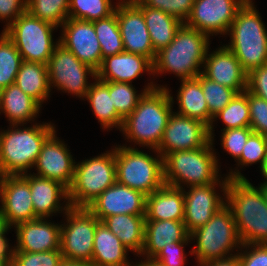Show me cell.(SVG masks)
Returning <instances> with one entry per match:
<instances>
[{
    "instance_id": "14",
    "label": "cell",
    "mask_w": 267,
    "mask_h": 266,
    "mask_svg": "<svg viewBox=\"0 0 267 266\" xmlns=\"http://www.w3.org/2000/svg\"><path fill=\"white\" fill-rule=\"evenodd\" d=\"M228 177L224 180L218 179L215 183L207 185L190 186L188 192L183 188L184 193V224L189 233L198 227L205 225L212 216L226 205V198L223 199L216 193L219 184L223 196L226 197ZM216 185V186H215ZM225 201V202H224Z\"/></svg>"
},
{
    "instance_id": "30",
    "label": "cell",
    "mask_w": 267,
    "mask_h": 266,
    "mask_svg": "<svg viewBox=\"0 0 267 266\" xmlns=\"http://www.w3.org/2000/svg\"><path fill=\"white\" fill-rule=\"evenodd\" d=\"M145 215L118 214L101 222L133 253L140 255L144 247Z\"/></svg>"
},
{
    "instance_id": "31",
    "label": "cell",
    "mask_w": 267,
    "mask_h": 266,
    "mask_svg": "<svg viewBox=\"0 0 267 266\" xmlns=\"http://www.w3.org/2000/svg\"><path fill=\"white\" fill-rule=\"evenodd\" d=\"M176 100L179 105L176 113L201 121L209 127V109L201 88V73L195 78L181 80Z\"/></svg>"
},
{
    "instance_id": "20",
    "label": "cell",
    "mask_w": 267,
    "mask_h": 266,
    "mask_svg": "<svg viewBox=\"0 0 267 266\" xmlns=\"http://www.w3.org/2000/svg\"><path fill=\"white\" fill-rule=\"evenodd\" d=\"M75 164L70 150L56 136L55 130L42 145L34 164L38 173L34 175L60 182L68 189L73 181Z\"/></svg>"
},
{
    "instance_id": "44",
    "label": "cell",
    "mask_w": 267,
    "mask_h": 266,
    "mask_svg": "<svg viewBox=\"0 0 267 266\" xmlns=\"http://www.w3.org/2000/svg\"><path fill=\"white\" fill-rule=\"evenodd\" d=\"M222 148L230 154L235 160H238L242 154L244 145L248 137L253 133L250 127L234 128L221 130Z\"/></svg>"
},
{
    "instance_id": "38",
    "label": "cell",
    "mask_w": 267,
    "mask_h": 266,
    "mask_svg": "<svg viewBox=\"0 0 267 266\" xmlns=\"http://www.w3.org/2000/svg\"><path fill=\"white\" fill-rule=\"evenodd\" d=\"M221 119L225 128L229 130L241 127H250V111L248 105V90L237 93L231 102L213 117Z\"/></svg>"
},
{
    "instance_id": "33",
    "label": "cell",
    "mask_w": 267,
    "mask_h": 266,
    "mask_svg": "<svg viewBox=\"0 0 267 266\" xmlns=\"http://www.w3.org/2000/svg\"><path fill=\"white\" fill-rule=\"evenodd\" d=\"M15 84L40 105L49 98L47 65L39 62L22 61L15 78Z\"/></svg>"
},
{
    "instance_id": "18",
    "label": "cell",
    "mask_w": 267,
    "mask_h": 266,
    "mask_svg": "<svg viewBox=\"0 0 267 266\" xmlns=\"http://www.w3.org/2000/svg\"><path fill=\"white\" fill-rule=\"evenodd\" d=\"M60 27L59 43L96 71L103 58L93 22L68 18Z\"/></svg>"
},
{
    "instance_id": "50",
    "label": "cell",
    "mask_w": 267,
    "mask_h": 266,
    "mask_svg": "<svg viewBox=\"0 0 267 266\" xmlns=\"http://www.w3.org/2000/svg\"><path fill=\"white\" fill-rule=\"evenodd\" d=\"M11 227L8 225L7 221L3 217L0 212V248L6 253L10 255L11 249L9 247V241L5 237L7 231H9Z\"/></svg>"
},
{
    "instance_id": "21",
    "label": "cell",
    "mask_w": 267,
    "mask_h": 266,
    "mask_svg": "<svg viewBox=\"0 0 267 266\" xmlns=\"http://www.w3.org/2000/svg\"><path fill=\"white\" fill-rule=\"evenodd\" d=\"M207 51L202 74L210 80L235 90L237 93L247 89L248 73L239 60L226 46L208 54Z\"/></svg>"
},
{
    "instance_id": "52",
    "label": "cell",
    "mask_w": 267,
    "mask_h": 266,
    "mask_svg": "<svg viewBox=\"0 0 267 266\" xmlns=\"http://www.w3.org/2000/svg\"><path fill=\"white\" fill-rule=\"evenodd\" d=\"M59 266H92L90 262L64 259Z\"/></svg>"
},
{
    "instance_id": "15",
    "label": "cell",
    "mask_w": 267,
    "mask_h": 266,
    "mask_svg": "<svg viewBox=\"0 0 267 266\" xmlns=\"http://www.w3.org/2000/svg\"><path fill=\"white\" fill-rule=\"evenodd\" d=\"M210 141L209 127L206 124L172 112L156 151L164 158L174 151L205 147Z\"/></svg>"
},
{
    "instance_id": "32",
    "label": "cell",
    "mask_w": 267,
    "mask_h": 266,
    "mask_svg": "<svg viewBox=\"0 0 267 266\" xmlns=\"http://www.w3.org/2000/svg\"><path fill=\"white\" fill-rule=\"evenodd\" d=\"M85 99L90 103L94 115L103 127L102 129H111L115 126L121 130L124 119L114 107L112 95L109 93V82L95 78V82L91 83Z\"/></svg>"
},
{
    "instance_id": "51",
    "label": "cell",
    "mask_w": 267,
    "mask_h": 266,
    "mask_svg": "<svg viewBox=\"0 0 267 266\" xmlns=\"http://www.w3.org/2000/svg\"><path fill=\"white\" fill-rule=\"evenodd\" d=\"M200 266H241L238 254H233L224 259L214 260L207 263L200 264Z\"/></svg>"
},
{
    "instance_id": "26",
    "label": "cell",
    "mask_w": 267,
    "mask_h": 266,
    "mask_svg": "<svg viewBox=\"0 0 267 266\" xmlns=\"http://www.w3.org/2000/svg\"><path fill=\"white\" fill-rule=\"evenodd\" d=\"M146 220H184L183 188L164 184L146 196Z\"/></svg>"
},
{
    "instance_id": "6",
    "label": "cell",
    "mask_w": 267,
    "mask_h": 266,
    "mask_svg": "<svg viewBox=\"0 0 267 266\" xmlns=\"http://www.w3.org/2000/svg\"><path fill=\"white\" fill-rule=\"evenodd\" d=\"M213 142L205 147L174 151L163 158L164 182L176 188L215 183L219 178V166L213 150ZM184 183V185H182ZM189 185V186H188Z\"/></svg>"
},
{
    "instance_id": "37",
    "label": "cell",
    "mask_w": 267,
    "mask_h": 266,
    "mask_svg": "<svg viewBox=\"0 0 267 266\" xmlns=\"http://www.w3.org/2000/svg\"><path fill=\"white\" fill-rule=\"evenodd\" d=\"M22 61L15 44L2 31L0 36V91L15 83Z\"/></svg>"
},
{
    "instance_id": "10",
    "label": "cell",
    "mask_w": 267,
    "mask_h": 266,
    "mask_svg": "<svg viewBox=\"0 0 267 266\" xmlns=\"http://www.w3.org/2000/svg\"><path fill=\"white\" fill-rule=\"evenodd\" d=\"M57 28L25 11L4 33L13 41L23 61L47 65L59 43V39L55 44L52 38V33Z\"/></svg>"
},
{
    "instance_id": "47",
    "label": "cell",
    "mask_w": 267,
    "mask_h": 266,
    "mask_svg": "<svg viewBox=\"0 0 267 266\" xmlns=\"http://www.w3.org/2000/svg\"><path fill=\"white\" fill-rule=\"evenodd\" d=\"M244 252H237L241 266H267V244H242ZM250 251L248 252V250Z\"/></svg>"
},
{
    "instance_id": "17",
    "label": "cell",
    "mask_w": 267,
    "mask_h": 266,
    "mask_svg": "<svg viewBox=\"0 0 267 266\" xmlns=\"http://www.w3.org/2000/svg\"><path fill=\"white\" fill-rule=\"evenodd\" d=\"M0 212L10 227L37 219L29 183L21 175L0 176Z\"/></svg>"
},
{
    "instance_id": "3",
    "label": "cell",
    "mask_w": 267,
    "mask_h": 266,
    "mask_svg": "<svg viewBox=\"0 0 267 266\" xmlns=\"http://www.w3.org/2000/svg\"><path fill=\"white\" fill-rule=\"evenodd\" d=\"M209 38L207 34L183 24L173 41L156 52L153 75L170 72L181 80L197 77L202 73L199 70L209 50Z\"/></svg>"
},
{
    "instance_id": "12",
    "label": "cell",
    "mask_w": 267,
    "mask_h": 266,
    "mask_svg": "<svg viewBox=\"0 0 267 266\" xmlns=\"http://www.w3.org/2000/svg\"><path fill=\"white\" fill-rule=\"evenodd\" d=\"M48 78L50 89L57 87L62 92H68L83 99L90 88L88 75L96 78V71L81 62L71 51L58 43L48 63ZM52 86V87H51Z\"/></svg>"
},
{
    "instance_id": "43",
    "label": "cell",
    "mask_w": 267,
    "mask_h": 266,
    "mask_svg": "<svg viewBox=\"0 0 267 266\" xmlns=\"http://www.w3.org/2000/svg\"><path fill=\"white\" fill-rule=\"evenodd\" d=\"M144 6L159 9L185 23L191 14L194 0H139Z\"/></svg>"
},
{
    "instance_id": "11",
    "label": "cell",
    "mask_w": 267,
    "mask_h": 266,
    "mask_svg": "<svg viewBox=\"0 0 267 266\" xmlns=\"http://www.w3.org/2000/svg\"><path fill=\"white\" fill-rule=\"evenodd\" d=\"M61 224L60 249L64 259L91 262L94 235L100 220L87 207H70Z\"/></svg>"
},
{
    "instance_id": "42",
    "label": "cell",
    "mask_w": 267,
    "mask_h": 266,
    "mask_svg": "<svg viewBox=\"0 0 267 266\" xmlns=\"http://www.w3.org/2000/svg\"><path fill=\"white\" fill-rule=\"evenodd\" d=\"M267 155L266 135L252 133L243 147L240 158L236 161L237 165L248 166L260 162V171L264 166Z\"/></svg>"
},
{
    "instance_id": "22",
    "label": "cell",
    "mask_w": 267,
    "mask_h": 266,
    "mask_svg": "<svg viewBox=\"0 0 267 266\" xmlns=\"http://www.w3.org/2000/svg\"><path fill=\"white\" fill-rule=\"evenodd\" d=\"M14 228L17 246L11 248V251L36 253L60 249V224L48 222L46 218H37L19 223Z\"/></svg>"
},
{
    "instance_id": "8",
    "label": "cell",
    "mask_w": 267,
    "mask_h": 266,
    "mask_svg": "<svg viewBox=\"0 0 267 266\" xmlns=\"http://www.w3.org/2000/svg\"><path fill=\"white\" fill-rule=\"evenodd\" d=\"M153 157L126 145L115 147L116 181L146 196L162 187L164 182L163 157Z\"/></svg>"
},
{
    "instance_id": "41",
    "label": "cell",
    "mask_w": 267,
    "mask_h": 266,
    "mask_svg": "<svg viewBox=\"0 0 267 266\" xmlns=\"http://www.w3.org/2000/svg\"><path fill=\"white\" fill-rule=\"evenodd\" d=\"M63 260L61 249L36 253L11 251L9 266H59Z\"/></svg>"
},
{
    "instance_id": "9",
    "label": "cell",
    "mask_w": 267,
    "mask_h": 266,
    "mask_svg": "<svg viewBox=\"0 0 267 266\" xmlns=\"http://www.w3.org/2000/svg\"><path fill=\"white\" fill-rule=\"evenodd\" d=\"M116 182L115 148L75 165L68 188L70 207H87Z\"/></svg>"
},
{
    "instance_id": "23",
    "label": "cell",
    "mask_w": 267,
    "mask_h": 266,
    "mask_svg": "<svg viewBox=\"0 0 267 266\" xmlns=\"http://www.w3.org/2000/svg\"><path fill=\"white\" fill-rule=\"evenodd\" d=\"M21 176L29 183L34 212L38 218H48L59 211L65 213L70 208L68 189L60 182L31 173ZM60 199H64V202L67 200L64 206H61Z\"/></svg>"
},
{
    "instance_id": "54",
    "label": "cell",
    "mask_w": 267,
    "mask_h": 266,
    "mask_svg": "<svg viewBox=\"0 0 267 266\" xmlns=\"http://www.w3.org/2000/svg\"><path fill=\"white\" fill-rule=\"evenodd\" d=\"M261 173H262V176H264V178H266L264 183H267V155H266L264 166L261 169Z\"/></svg>"
},
{
    "instance_id": "13",
    "label": "cell",
    "mask_w": 267,
    "mask_h": 266,
    "mask_svg": "<svg viewBox=\"0 0 267 266\" xmlns=\"http://www.w3.org/2000/svg\"><path fill=\"white\" fill-rule=\"evenodd\" d=\"M247 0H194L185 25L210 35L228 34L237 12Z\"/></svg>"
},
{
    "instance_id": "2",
    "label": "cell",
    "mask_w": 267,
    "mask_h": 266,
    "mask_svg": "<svg viewBox=\"0 0 267 266\" xmlns=\"http://www.w3.org/2000/svg\"><path fill=\"white\" fill-rule=\"evenodd\" d=\"M173 101L169 88L145 92L132 113L124 119L120 131L130 142L156 151L173 112Z\"/></svg>"
},
{
    "instance_id": "1",
    "label": "cell",
    "mask_w": 267,
    "mask_h": 266,
    "mask_svg": "<svg viewBox=\"0 0 267 266\" xmlns=\"http://www.w3.org/2000/svg\"><path fill=\"white\" fill-rule=\"evenodd\" d=\"M226 205L231 209L242 244H267V202L239 169L227 176Z\"/></svg>"
},
{
    "instance_id": "4",
    "label": "cell",
    "mask_w": 267,
    "mask_h": 266,
    "mask_svg": "<svg viewBox=\"0 0 267 266\" xmlns=\"http://www.w3.org/2000/svg\"><path fill=\"white\" fill-rule=\"evenodd\" d=\"M10 128L0 132V176L22 175L32 169L43 143L56 129L51 123L24 129L12 124Z\"/></svg>"
},
{
    "instance_id": "40",
    "label": "cell",
    "mask_w": 267,
    "mask_h": 266,
    "mask_svg": "<svg viewBox=\"0 0 267 266\" xmlns=\"http://www.w3.org/2000/svg\"><path fill=\"white\" fill-rule=\"evenodd\" d=\"M111 0H69L68 18L93 22L114 13Z\"/></svg>"
},
{
    "instance_id": "55",
    "label": "cell",
    "mask_w": 267,
    "mask_h": 266,
    "mask_svg": "<svg viewBox=\"0 0 267 266\" xmlns=\"http://www.w3.org/2000/svg\"><path fill=\"white\" fill-rule=\"evenodd\" d=\"M133 266H156V265L152 264L150 261H142L141 260V262H138V264L136 263L134 265V263H133Z\"/></svg>"
},
{
    "instance_id": "34",
    "label": "cell",
    "mask_w": 267,
    "mask_h": 266,
    "mask_svg": "<svg viewBox=\"0 0 267 266\" xmlns=\"http://www.w3.org/2000/svg\"><path fill=\"white\" fill-rule=\"evenodd\" d=\"M93 25L100 43L102 58L125 51L115 12L107 18L93 21Z\"/></svg>"
},
{
    "instance_id": "7",
    "label": "cell",
    "mask_w": 267,
    "mask_h": 266,
    "mask_svg": "<svg viewBox=\"0 0 267 266\" xmlns=\"http://www.w3.org/2000/svg\"><path fill=\"white\" fill-rule=\"evenodd\" d=\"M190 239H196L197 242L190 253L196 255L198 266L232 256L233 253L229 252L237 247L242 249L233 213L227 205L216 212L205 225L191 232Z\"/></svg>"
},
{
    "instance_id": "53",
    "label": "cell",
    "mask_w": 267,
    "mask_h": 266,
    "mask_svg": "<svg viewBox=\"0 0 267 266\" xmlns=\"http://www.w3.org/2000/svg\"><path fill=\"white\" fill-rule=\"evenodd\" d=\"M0 266H9V254L0 248Z\"/></svg>"
},
{
    "instance_id": "28",
    "label": "cell",
    "mask_w": 267,
    "mask_h": 266,
    "mask_svg": "<svg viewBox=\"0 0 267 266\" xmlns=\"http://www.w3.org/2000/svg\"><path fill=\"white\" fill-rule=\"evenodd\" d=\"M41 107L15 83L0 91V111L5 113L11 125L24 126L23 124L29 123L32 119L35 120Z\"/></svg>"
},
{
    "instance_id": "48",
    "label": "cell",
    "mask_w": 267,
    "mask_h": 266,
    "mask_svg": "<svg viewBox=\"0 0 267 266\" xmlns=\"http://www.w3.org/2000/svg\"><path fill=\"white\" fill-rule=\"evenodd\" d=\"M247 90L267 101V64L261 65L248 73Z\"/></svg>"
},
{
    "instance_id": "46",
    "label": "cell",
    "mask_w": 267,
    "mask_h": 266,
    "mask_svg": "<svg viewBox=\"0 0 267 266\" xmlns=\"http://www.w3.org/2000/svg\"><path fill=\"white\" fill-rule=\"evenodd\" d=\"M250 128L254 133L267 134V101L248 91Z\"/></svg>"
},
{
    "instance_id": "25",
    "label": "cell",
    "mask_w": 267,
    "mask_h": 266,
    "mask_svg": "<svg viewBox=\"0 0 267 266\" xmlns=\"http://www.w3.org/2000/svg\"><path fill=\"white\" fill-rule=\"evenodd\" d=\"M191 241L183 221L145 220L144 247L140 254L151 261L166 244Z\"/></svg>"
},
{
    "instance_id": "27",
    "label": "cell",
    "mask_w": 267,
    "mask_h": 266,
    "mask_svg": "<svg viewBox=\"0 0 267 266\" xmlns=\"http://www.w3.org/2000/svg\"><path fill=\"white\" fill-rule=\"evenodd\" d=\"M130 251L101 221L94 235L92 266H133L127 259Z\"/></svg>"
},
{
    "instance_id": "16",
    "label": "cell",
    "mask_w": 267,
    "mask_h": 266,
    "mask_svg": "<svg viewBox=\"0 0 267 266\" xmlns=\"http://www.w3.org/2000/svg\"><path fill=\"white\" fill-rule=\"evenodd\" d=\"M126 52L143 55L154 62V51L142 10L133 1L117 2L115 11Z\"/></svg>"
},
{
    "instance_id": "5",
    "label": "cell",
    "mask_w": 267,
    "mask_h": 266,
    "mask_svg": "<svg viewBox=\"0 0 267 266\" xmlns=\"http://www.w3.org/2000/svg\"><path fill=\"white\" fill-rule=\"evenodd\" d=\"M252 2L247 0L237 12L228 30L230 43L225 45L247 73L267 64V29Z\"/></svg>"
},
{
    "instance_id": "29",
    "label": "cell",
    "mask_w": 267,
    "mask_h": 266,
    "mask_svg": "<svg viewBox=\"0 0 267 266\" xmlns=\"http://www.w3.org/2000/svg\"><path fill=\"white\" fill-rule=\"evenodd\" d=\"M133 2L143 12L154 51L158 52L168 46L184 23L159 9L144 6L139 0Z\"/></svg>"
},
{
    "instance_id": "56",
    "label": "cell",
    "mask_w": 267,
    "mask_h": 266,
    "mask_svg": "<svg viewBox=\"0 0 267 266\" xmlns=\"http://www.w3.org/2000/svg\"><path fill=\"white\" fill-rule=\"evenodd\" d=\"M260 186H261L262 189H263V193H264V195H265L266 202H267V183H261Z\"/></svg>"
},
{
    "instance_id": "35",
    "label": "cell",
    "mask_w": 267,
    "mask_h": 266,
    "mask_svg": "<svg viewBox=\"0 0 267 266\" xmlns=\"http://www.w3.org/2000/svg\"><path fill=\"white\" fill-rule=\"evenodd\" d=\"M201 88L209 109V135L214 140L213 117L226 107L237 92L229 87L216 83L201 73Z\"/></svg>"
},
{
    "instance_id": "39",
    "label": "cell",
    "mask_w": 267,
    "mask_h": 266,
    "mask_svg": "<svg viewBox=\"0 0 267 266\" xmlns=\"http://www.w3.org/2000/svg\"><path fill=\"white\" fill-rule=\"evenodd\" d=\"M26 11L40 20L60 27L67 19L69 0H27Z\"/></svg>"
},
{
    "instance_id": "24",
    "label": "cell",
    "mask_w": 267,
    "mask_h": 266,
    "mask_svg": "<svg viewBox=\"0 0 267 266\" xmlns=\"http://www.w3.org/2000/svg\"><path fill=\"white\" fill-rule=\"evenodd\" d=\"M143 72L153 74V62L139 54L123 51L102 59L96 78L107 82L132 83Z\"/></svg>"
},
{
    "instance_id": "49",
    "label": "cell",
    "mask_w": 267,
    "mask_h": 266,
    "mask_svg": "<svg viewBox=\"0 0 267 266\" xmlns=\"http://www.w3.org/2000/svg\"><path fill=\"white\" fill-rule=\"evenodd\" d=\"M27 0H0V19L7 24L3 32L26 11Z\"/></svg>"
},
{
    "instance_id": "19",
    "label": "cell",
    "mask_w": 267,
    "mask_h": 266,
    "mask_svg": "<svg viewBox=\"0 0 267 266\" xmlns=\"http://www.w3.org/2000/svg\"><path fill=\"white\" fill-rule=\"evenodd\" d=\"M87 208L100 220L111 215H145L146 195L119 182L107 188Z\"/></svg>"
},
{
    "instance_id": "36",
    "label": "cell",
    "mask_w": 267,
    "mask_h": 266,
    "mask_svg": "<svg viewBox=\"0 0 267 266\" xmlns=\"http://www.w3.org/2000/svg\"><path fill=\"white\" fill-rule=\"evenodd\" d=\"M151 83H148V86H145L142 93L137 95V90L131 83L109 82V93L112 95L114 107L123 119L132 113L145 92L155 88H166V86L159 87L153 84V82Z\"/></svg>"
},
{
    "instance_id": "45",
    "label": "cell",
    "mask_w": 267,
    "mask_h": 266,
    "mask_svg": "<svg viewBox=\"0 0 267 266\" xmlns=\"http://www.w3.org/2000/svg\"><path fill=\"white\" fill-rule=\"evenodd\" d=\"M188 242L190 241L166 244L150 262L156 266H184L187 258L184 245Z\"/></svg>"
}]
</instances>
